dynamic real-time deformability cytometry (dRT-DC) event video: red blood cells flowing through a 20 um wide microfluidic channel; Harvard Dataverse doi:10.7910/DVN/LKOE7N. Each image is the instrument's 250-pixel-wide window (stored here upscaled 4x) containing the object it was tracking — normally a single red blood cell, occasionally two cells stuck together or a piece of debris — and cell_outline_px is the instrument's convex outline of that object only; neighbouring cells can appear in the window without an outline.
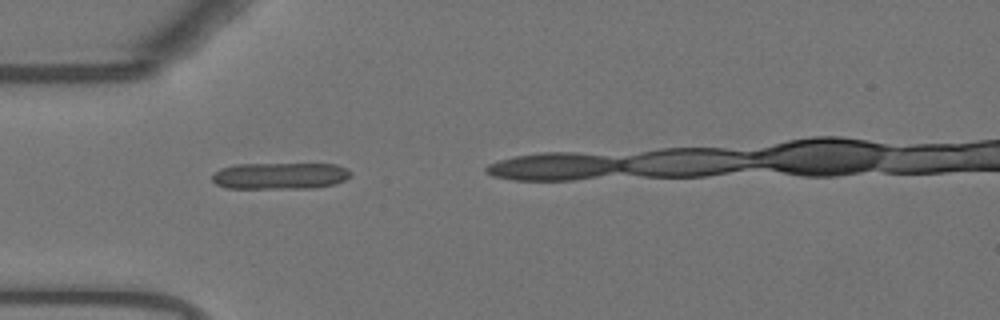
{"species": "Egyptian fruit bat (a non-hibernating species)", "species_latin": "Rousettus aegyptiacus", "temperature_condition": "warm", "stored_images_in_passage": 10, "camera_frame_rate_fps": 3000, "um_per_image_px": 0.085, "animal": {"sex": "female"}, "frame": {"image": 1, "passage_image": 1, "time_ms": 0.0, "image_size_px": [1000, 320], "cell_outline_px": [[352, 176], [336, 184], [312, 188], [228, 188], [216, 184], [212, 180], [212, 176], [220, 168], [236, 164], [336, 164], [348, 168], [352, 172]], "centroid_in_image_um": [23.85, 14.94], "position_along_channel_um": 61.2, "area_um2": 21.62}}
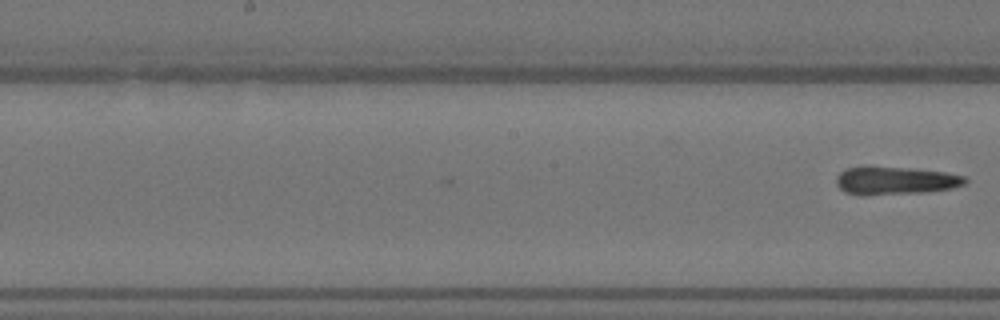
{"frame": {"image": 2, "passage_image": 10, "time_ms": 3.0, "image_size_px": [1000, 320], "cell_outline_px": [[968, 180], [964, 184], [952, 188], [924, 192], [860, 196], [844, 192], [836, 184], [836, 176], [840, 172], [848, 168], [864, 164], [908, 168], [944, 172], [964, 176]], "centroid_in_image_um": [76.01, 15.33], "position_along_channel_um": 172.2, "area_um2": 21.5}}